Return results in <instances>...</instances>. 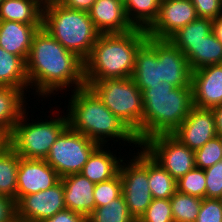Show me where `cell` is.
Wrapping results in <instances>:
<instances>
[{
  "label": "cell",
  "instance_id": "cell-34",
  "mask_svg": "<svg viewBox=\"0 0 222 222\" xmlns=\"http://www.w3.org/2000/svg\"><path fill=\"white\" fill-rule=\"evenodd\" d=\"M222 160V146L220 137L215 136L200 149L195 151V166L206 169Z\"/></svg>",
  "mask_w": 222,
  "mask_h": 222
},
{
  "label": "cell",
  "instance_id": "cell-42",
  "mask_svg": "<svg viewBox=\"0 0 222 222\" xmlns=\"http://www.w3.org/2000/svg\"><path fill=\"white\" fill-rule=\"evenodd\" d=\"M215 119L217 136H222V105H218L212 108Z\"/></svg>",
  "mask_w": 222,
  "mask_h": 222
},
{
  "label": "cell",
  "instance_id": "cell-22",
  "mask_svg": "<svg viewBox=\"0 0 222 222\" xmlns=\"http://www.w3.org/2000/svg\"><path fill=\"white\" fill-rule=\"evenodd\" d=\"M180 50L186 56L191 71L222 64V43L213 32L198 44H185Z\"/></svg>",
  "mask_w": 222,
  "mask_h": 222
},
{
  "label": "cell",
  "instance_id": "cell-3",
  "mask_svg": "<svg viewBox=\"0 0 222 222\" xmlns=\"http://www.w3.org/2000/svg\"><path fill=\"white\" fill-rule=\"evenodd\" d=\"M142 126L134 133L140 145L159 134H172L193 107L192 87L161 82L144 89Z\"/></svg>",
  "mask_w": 222,
  "mask_h": 222
},
{
  "label": "cell",
  "instance_id": "cell-39",
  "mask_svg": "<svg viewBox=\"0 0 222 222\" xmlns=\"http://www.w3.org/2000/svg\"><path fill=\"white\" fill-rule=\"evenodd\" d=\"M0 222H17L15 201L0 195Z\"/></svg>",
  "mask_w": 222,
  "mask_h": 222
},
{
  "label": "cell",
  "instance_id": "cell-1",
  "mask_svg": "<svg viewBox=\"0 0 222 222\" xmlns=\"http://www.w3.org/2000/svg\"><path fill=\"white\" fill-rule=\"evenodd\" d=\"M26 72L29 86L33 90L35 87L36 94L42 97L55 94L54 90L57 92L70 86L76 90L86 86L84 61L64 48L43 27L33 37Z\"/></svg>",
  "mask_w": 222,
  "mask_h": 222
},
{
  "label": "cell",
  "instance_id": "cell-18",
  "mask_svg": "<svg viewBox=\"0 0 222 222\" xmlns=\"http://www.w3.org/2000/svg\"><path fill=\"white\" fill-rule=\"evenodd\" d=\"M61 181L66 209L79 213L87 219L95 209L93 195L95 183L81 173L64 176Z\"/></svg>",
  "mask_w": 222,
  "mask_h": 222
},
{
  "label": "cell",
  "instance_id": "cell-15",
  "mask_svg": "<svg viewBox=\"0 0 222 222\" xmlns=\"http://www.w3.org/2000/svg\"><path fill=\"white\" fill-rule=\"evenodd\" d=\"M161 81L174 87H192L191 69L186 56L169 39H156Z\"/></svg>",
  "mask_w": 222,
  "mask_h": 222
},
{
  "label": "cell",
  "instance_id": "cell-37",
  "mask_svg": "<svg viewBox=\"0 0 222 222\" xmlns=\"http://www.w3.org/2000/svg\"><path fill=\"white\" fill-rule=\"evenodd\" d=\"M196 222H222V203L220 199H202Z\"/></svg>",
  "mask_w": 222,
  "mask_h": 222
},
{
  "label": "cell",
  "instance_id": "cell-30",
  "mask_svg": "<svg viewBox=\"0 0 222 222\" xmlns=\"http://www.w3.org/2000/svg\"><path fill=\"white\" fill-rule=\"evenodd\" d=\"M87 222H136L130 215L123 195L108 205L96 207Z\"/></svg>",
  "mask_w": 222,
  "mask_h": 222
},
{
  "label": "cell",
  "instance_id": "cell-5",
  "mask_svg": "<svg viewBox=\"0 0 222 222\" xmlns=\"http://www.w3.org/2000/svg\"><path fill=\"white\" fill-rule=\"evenodd\" d=\"M42 27L83 61L91 54L100 35L89 12L67 8L58 0L43 5Z\"/></svg>",
  "mask_w": 222,
  "mask_h": 222
},
{
  "label": "cell",
  "instance_id": "cell-33",
  "mask_svg": "<svg viewBox=\"0 0 222 222\" xmlns=\"http://www.w3.org/2000/svg\"><path fill=\"white\" fill-rule=\"evenodd\" d=\"M95 208L108 205L111 201L122 195V182L120 174L115 177L96 183L94 187Z\"/></svg>",
  "mask_w": 222,
  "mask_h": 222
},
{
  "label": "cell",
  "instance_id": "cell-35",
  "mask_svg": "<svg viewBox=\"0 0 222 222\" xmlns=\"http://www.w3.org/2000/svg\"><path fill=\"white\" fill-rule=\"evenodd\" d=\"M137 222H174L170 199H154Z\"/></svg>",
  "mask_w": 222,
  "mask_h": 222
},
{
  "label": "cell",
  "instance_id": "cell-31",
  "mask_svg": "<svg viewBox=\"0 0 222 222\" xmlns=\"http://www.w3.org/2000/svg\"><path fill=\"white\" fill-rule=\"evenodd\" d=\"M174 222H196L202 199L179 192L170 198Z\"/></svg>",
  "mask_w": 222,
  "mask_h": 222
},
{
  "label": "cell",
  "instance_id": "cell-28",
  "mask_svg": "<svg viewBox=\"0 0 222 222\" xmlns=\"http://www.w3.org/2000/svg\"><path fill=\"white\" fill-rule=\"evenodd\" d=\"M148 183L154 199H170L177 191V181L149 154Z\"/></svg>",
  "mask_w": 222,
  "mask_h": 222
},
{
  "label": "cell",
  "instance_id": "cell-24",
  "mask_svg": "<svg viewBox=\"0 0 222 222\" xmlns=\"http://www.w3.org/2000/svg\"><path fill=\"white\" fill-rule=\"evenodd\" d=\"M43 4L39 0H4L0 4V21L42 25Z\"/></svg>",
  "mask_w": 222,
  "mask_h": 222
},
{
  "label": "cell",
  "instance_id": "cell-9",
  "mask_svg": "<svg viewBox=\"0 0 222 222\" xmlns=\"http://www.w3.org/2000/svg\"><path fill=\"white\" fill-rule=\"evenodd\" d=\"M140 149L127 165L122 161L119 170L122 195L136 222L153 200L148 183V153L142 147Z\"/></svg>",
  "mask_w": 222,
  "mask_h": 222
},
{
  "label": "cell",
  "instance_id": "cell-41",
  "mask_svg": "<svg viewBox=\"0 0 222 222\" xmlns=\"http://www.w3.org/2000/svg\"><path fill=\"white\" fill-rule=\"evenodd\" d=\"M58 1L67 8L89 12L96 0H58Z\"/></svg>",
  "mask_w": 222,
  "mask_h": 222
},
{
  "label": "cell",
  "instance_id": "cell-46",
  "mask_svg": "<svg viewBox=\"0 0 222 222\" xmlns=\"http://www.w3.org/2000/svg\"><path fill=\"white\" fill-rule=\"evenodd\" d=\"M43 5L46 4V3H50L51 0H39Z\"/></svg>",
  "mask_w": 222,
  "mask_h": 222
},
{
  "label": "cell",
  "instance_id": "cell-8",
  "mask_svg": "<svg viewBox=\"0 0 222 222\" xmlns=\"http://www.w3.org/2000/svg\"><path fill=\"white\" fill-rule=\"evenodd\" d=\"M98 146L87 136L67 126L57 137L45 160L61 178L81 173Z\"/></svg>",
  "mask_w": 222,
  "mask_h": 222
},
{
  "label": "cell",
  "instance_id": "cell-38",
  "mask_svg": "<svg viewBox=\"0 0 222 222\" xmlns=\"http://www.w3.org/2000/svg\"><path fill=\"white\" fill-rule=\"evenodd\" d=\"M199 18L215 20L222 16V0H191Z\"/></svg>",
  "mask_w": 222,
  "mask_h": 222
},
{
  "label": "cell",
  "instance_id": "cell-12",
  "mask_svg": "<svg viewBox=\"0 0 222 222\" xmlns=\"http://www.w3.org/2000/svg\"><path fill=\"white\" fill-rule=\"evenodd\" d=\"M197 18L191 0H161L158 16L146 33L154 39H169L180 28Z\"/></svg>",
  "mask_w": 222,
  "mask_h": 222
},
{
  "label": "cell",
  "instance_id": "cell-4",
  "mask_svg": "<svg viewBox=\"0 0 222 222\" xmlns=\"http://www.w3.org/2000/svg\"><path fill=\"white\" fill-rule=\"evenodd\" d=\"M147 37L146 30L140 28L123 34H100L84 61L85 81L132 77L137 50Z\"/></svg>",
  "mask_w": 222,
  "mask_h": 222
},
{
  "label": "cell",
  "instance_id": "cell-19",
  "mask_svg": "<svg viewBox=\"0 0 222 222\" xmlns=\"http://www.w3.org/2000/svg\"><path fill=\"white\" fill-rule=\"evenodd\" d=\"M131 78L141 91L162 82L160 59L156 53V39L148 36L137 50Z\"/></svg>",
  "mask_w": 222,
  "mask_h": 222
},
{
  "label": "cell",
  "instance_id": "cell-25",
  "mask_svg": "<svg viewBox=\"0 0 222 222\" xmlns=\"http://www.w3.org/2000/svg\"><path fill=\"white\" fill-rule=\"evenodd\" d=\"M0 86H10L26 90L29 80L26 72V61L0 47Z\"/></svg>",
  "mask_w": 222,
  "mask_h": 222
},
{
  "label": "cell",
  "instance_id": "cell-10",
  "mask_svg": "<svg viewBox=\"0 0 222 222\" xmlns=\"http://www.w3.org/2000/svg\"><path fill=\"white\" fill-rule=\"evenodd\" d=\"M140 146L176 181L196 167L195 152L171 134L152 136Z\"/></svg>",
  "mask_w": 222,
  "mask_h": 222
},
{
  "label": "cell",
  "instance_id": "cell-16",
  "mask_svg": "<svg viewBox=\"0 0 222 222\" xmlns=\"http://www.w3.org/2000/svg\"><path fill=\"white\" fill-rule=\"evenodd\" d=\"M191 86L193 106L212 109L222 105V64L192 71Z\"/></svg>",
  "mask_w": 222,
  "mask_h": 222
},
{
  "label": "cell",
  "instance_id": "cell-20",
  "mask_svg": "<svg viewBox=\"0 0 222 222\" xmlns=\"http://www.w3.org/2000/svg\"><path fill=\"white\" fill-rule=\"evenodd\" d=\"M41 27L16 21H0V47L27 61L33 37Z\"/></svg>",
  "mask_w": 222,
  "mask_h": 222
},
{
  "label": "cell",
  "instance_id": "cell-44",
  "mask_svg": "<svg viewBox=\"0 0 222 222\" xmlns=\"http://www.w3.org/2000/svg\"><path fill=\"white\" fill-rule=\"evenodd\" d=\"M9 144V140H0V153Z\"/></svg>",
  "mask_w": 222,
  "mask_h": 222
},
{
  "label": "cell",
  "instance_id": "cell-32",
  "mask_svg": "<svg viewBox=\"0 0 222 222\" xmlns=\"http://www.w3.org/2000/svg\"><path fill=\"white\" fill-rule=\"evenodd\" d=\"M177 190L201 199L205 198L206 176L204 169L195 167L177 180Z\"/></svg>",
  "mask_w": 222,
  "mask_h": 222
},
{
  "label": "cell",
  "instance_id": "cell-7",
  "mask_svg": "<svg viewBox=\"0 0 222 222\" xmlns=\"http://www.w3.org/2000/svg\"><path fill=\"white\" fill-rule=\"evenodd\" d=\"M27 115L25 111L13 128L9 145L21 158L45 160L57 137L68 126L67 115L34 123L25 121Z\"/></svg>",
  "mask_w": 222,
  "mask_h": 222
},
{
  "label": "cell",
  "instance_id": "cell-43",
  "mask_svg": "<svg viewBox=\"0 0 222 222\" xmlns=\"http://www.w3.org/2000/svg\"><path fill=\"white\" fill-rule=\"evenodd\" d=\"M212 32L222 43V16H219L215 20H212Z\"/></svg>",
  "mask_w": 222,
  "mask_h": 222
},
{
  "label": "cell",
  "instance_id": "cell-21",
  "mask_svg": "<svg viewBox=\"0 0 222 222\" xmlns=\"http://www.w3.org/2000/svg\"><path fill=\"white\" fill-rule=\"evenodd\" d=\"M25 90L0 86V131L9 137L26 111ZM25 107V108H24Z\"/></svg>",
  "mask_w": 222,
  "mask_h": 222
},
{
  "label": "cell",
  "instance_id": "cell-45",
  "mask_svg": "<svg viewBox=\"0 0 222 222\" xmlns=\"http://www.w3.org/2000/svg\"><path fill=\"white\" fill-rule=\"evenodd\" d=\"M0 140H9V137H7L6 135H4V134L0 131Z\"/></svg>",
  "mask_w": 222,
  "mask_h": 222
},
{
  "label": "cell",
  "instance_id": "cell-14",
  "mask_svg": "<svg viewBox=\"0 0 222 222\" xmlns=\"http://www.w3.org/2000/svg\"><path fill=\"white\" fill-rule=\"evenodd\" d=\"M60 181L61 177L46 160L20 157L16 201L22 196L52 188Z\"/></svg>",
  "mask_w": 222,
  "mask_h": 222
},
{
  "label": "cell",
  "instance_id": "cell-11",
  "mask_svg": "<svg viewBox=\"0 0 222 222\" xmlns=\"http://www.w3.org/2000/svg\"><path fill=\"white\" fill-rule=\"evenodd\" d=\"M17 222H42L66 209L62 181L52 188L20 197L15 202Z\"/></svg>",
  "mask_w": 222,
  "mask_h": 222
},
{
  "label": "cell",
  "instance_id": "cell-2",
  "mask_svg": "<svg viewBox=\"0 0 222 222\" xmlns=\"http://www.w3.org/2000/svg\"><path fill=\"white\" fill-rule=\"evenodd\" d=\"M67 113L68 126L99 145L116 138L141 147L135 134L115 116L88 86L72 90ZM118 139V140H117Z\"/></svg>",
  "mask_w": 222,
  "mask_h": 222
},
{
  "label": "cell",
  "instance_id": "cell-6",
  "mask_svg": "<svg viewBox=\"0 0 222 222\" xmlns=\"http://www.w3.org/2000/svg\"><path fill=\"white\" fill-rule=\"evenodd\" d=\"M85 84L133 133L142 126V91L131 77L85 81Z\"/></svg>",
  "mask_w": 222,
  "mask_h": 222
},
{
  "label": "cell",
  "instance_id": "cell-40",
  "mask_svg": "<svg viewBox=\"0 0 222 222\" xmlns=\"http://www.w3.org/2000/svg\"><path fill=\"white\" fill-rule=\"evenodd\" d=\"M42 222H87V219L79 213L64 209Z\"/></svg>",
  "mask_w": 222,
  "mask_h": 222
},
{
  "label": "cell",
  "instance_id": "cell-47",
  "mask_svg": "<svg viewBox=\"0 0 222 222\" xmlns=\"http://www.w3.org/2000/svg\"><path fill=\"white\" fill-rule=\"evenodd\" d=\"M220 137V142H221V146H222V136H219Z\"/></svg>",
  "mask_w": 222,
  "mask_h": 222
},
{
  "label": "cell",
  "instance_id": "cell-27",
  "mask_svg": "<svg viewBox=\"0 0 222 222\" xmlns=\"http://www.w3.org/2000/svg\"><path fill=\"white\" fill-rule=\"evenodd\" d=\"M161 0H126L125 12L134 28L147 30L156 20Z\"/></svg>",
  "mask_w": 222,
  "mask_h": 222
},
{
  "label": "cell",
  "instance_id": "cell-29",
  "mask_svg": "<svg viewBox=\"0 0 222 222\" xmlns=\"http://www.w3.org/2000/svg\"><path fill=\"white\" fill-rule=\"evenodd\" d=\"M212 32V20L197 18L175 32L169 40L181 49L185 44H198Z\"/></svg>",
  "mask_w": 222,
  "mask_h": 222
},
{
  "label": "cell",
  "instance_id": "cell-17",
  "mask_svg": "<svg viewBox=\"0 0 222 222\" xmlns=\"http://www.w3.org/2000/svg\"><path fill=\"white\" fill-rule=\"evenodd\" d=\"M89 16L100 34H123L134 29L127 18L124 3L119 0H96Z\"/></svg>",
  "mask_w": 222,
  "mask_h": 222
},
{
  "label": "cell",
  "instance_id": "cell-26",
  "mask_svg": "<svg viewBox=\"0 0 222 222\" xmlns=\"http://www.w3.org/2000/svg\"><path fill=\"white\" fill-rule=\"evenodd\" d=\"M20 157L8 144L0 153V195L16 202L17 171Z\"/></svg>",
  "mask_w": 222,
  "mask_h": 222
},
{
  "label": "cell",
  "instance_id": "cell-23",
  "mask_svg": "<svg viewBox=\"0 0 222 222\" xmlns=\"http://www.w3.org/2000/svg\"><path fill=\"white\" fill-rule=\"evenodd\" d=\"M107 145H99L84 165L81 174L93 183H100L115 177L120 170L121 158L117 159L111 150L103 149Z\"/></svg>",
  "mask_w": 222,
  "mask_h": 222
},
{
  "label": "cell",
  "instance_id": "cell-36",
  "mask_svg": "<svg viewBox=\"0 0 222 222\" xmlns=\"http://www.w3.org/2000/svg\"><path fill=\"white\" fill-rule=\"evenodd\" d=\"M204 171L206 176L205 198L219 199L222 196V160Z\"/></svg>",
  "mask_w": 222,
  "mask_h": 222
},
{
  "label": "cell",
  "instance_id": "cell-13",
  "mask_svg": "<svg viewBox=\"0 0 222 222\" xmlns=\"http://www.w3.org/2000/svg\"><path fill=\"white\" fill-rule=\"evenodd\" d=\"M171 135L195 152L217 136L213 110L193 106L186 119Z\"/></svg>",
  "mask_w": 222,
  "mask_h": 222
}]
</instances>
